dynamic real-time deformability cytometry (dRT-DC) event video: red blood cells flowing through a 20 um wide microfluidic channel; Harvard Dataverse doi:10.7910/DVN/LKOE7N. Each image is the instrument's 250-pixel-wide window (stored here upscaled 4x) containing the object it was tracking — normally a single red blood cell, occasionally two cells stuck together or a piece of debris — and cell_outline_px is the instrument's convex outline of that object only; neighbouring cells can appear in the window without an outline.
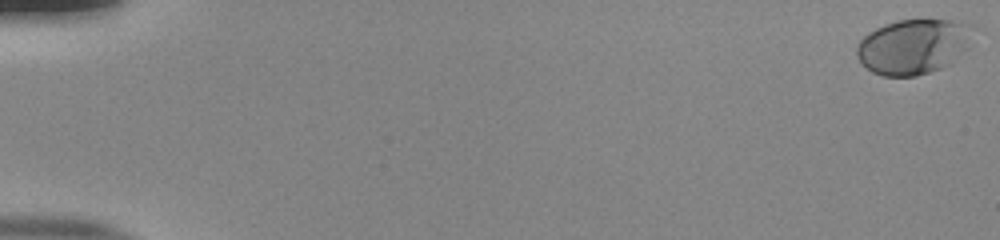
{"species": "human", "species_latin": "Homo sapiens", "temperature_condition": "room temperature", "stored_images_in_passage": 55, "camera_frame_rate_fps": 3000, "um_per_image_px": 0.085, "donor": {"sex": "male"}, "frame": {"image": 1, "passage_image": 1, "time_ms": 0.0, "image_size_px": [1000, 240], "cell_outline_px": [[980, 28], [968, 48], [952, 64], [916, 76], [884, 76], [872, 72], [856, 56], [856, 44], [868, 32], [884, 24], [896, 20], [952, 20], [972, 24]], "centroid_in_image_um": [77.73, 3.93], "position_along_channel_um": 7.3, "area_um2": 38.15}}
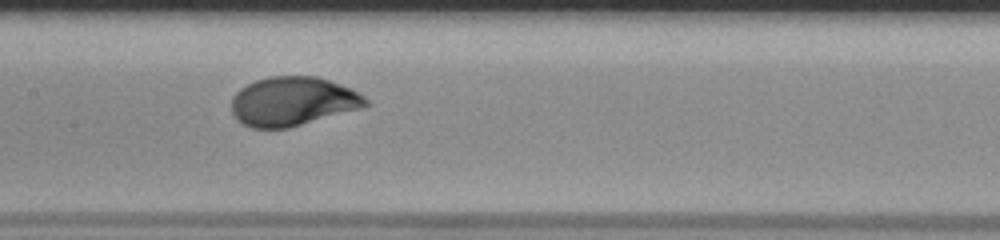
{"frame": {"image": 2, "passage_image": 29, "time_ms": 9.333, "image_size_px": [1000, 240], "cell_outline_px": [[372, 104], [364, 108], [288, 128], [252, 128], [236, 120], [232, 112], [232, 96], [240, 88], [256, 80], [272, 76], [316, 76], [352, 88], [364, 96]], "centroid_in_image_um": [24.92, 8.62], "position_along_channel_um": 182.5, "area_um2": 38.61}}
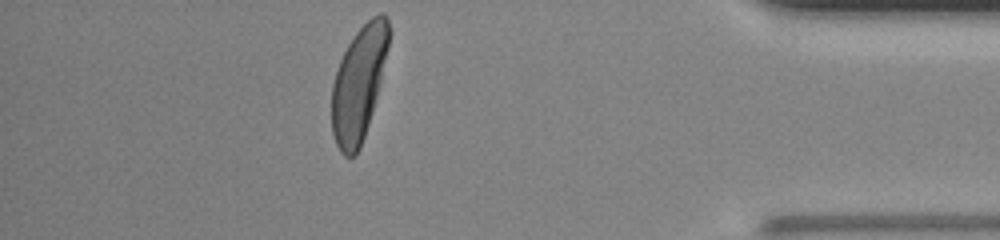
{"frame": {"image": 3, "passage_image": 49, "time_ms": 16.0, "image_size_px": [1000, 240], "cell_outline_px": [[392, 32], [380, 84], [372, 112], [360, 148], [356, 156], [344, 156], [340, 152], [336, 144], [332, 132], [332, 84], [340, 60], [348, 44], [356, 32], [372, 16], [380, 12], [384, 12], [388, 20]], "centroid_in_image_um": [30.52, 7.07], "position_along_channel_um": 404.7, "area_um2": 38.09}, "authors_computed_cell_mechanics": {"area_um2": 37.9168, "velocity_mm_per_s": 3.8724, "shape_relaxation_time_tau1_ms": 2.3762, "shape_relaxation_time_tau2_ms": null, "deformation_change_tau1": 0.1427, "deformation_change_tau2": null}}